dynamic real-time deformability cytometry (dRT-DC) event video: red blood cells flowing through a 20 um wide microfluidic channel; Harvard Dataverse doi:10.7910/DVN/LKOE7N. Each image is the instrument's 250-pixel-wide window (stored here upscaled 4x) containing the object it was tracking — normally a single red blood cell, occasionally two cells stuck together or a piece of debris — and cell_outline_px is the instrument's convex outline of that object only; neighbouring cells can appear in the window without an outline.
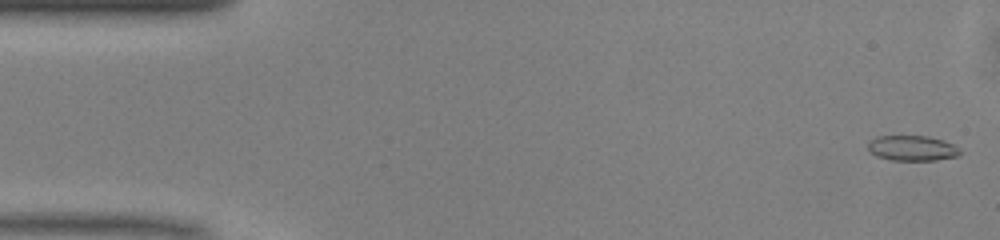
{"species": "common noctule bat (a hibernating species)", "species_latin": "Nyctalus noctula", "temperature_condition": "warm", "stored_images_in_passage": 49, "camera_frame_rate_fps": 3000, "um_per_image_px": 0.085, "animal": {"sex": "male", "body_mass_g": 13.0, "forearm_length_mm": 53.1}, "frame": {"image": 1, "passage_image": 1, "time_ms": 0.0, "image_size_px": [1000, 240], "cell_outline_px": [[960, 156], [936, 160], [892, 160], [876, 156], [868, 148], [868, 140], [876, 136], [928, 136], [944, 140], [960, 148]], "centroid_in_image_um": [77.55, 12.59], "position_along_channel_um": 7.5, "area_um2": 13.64}}
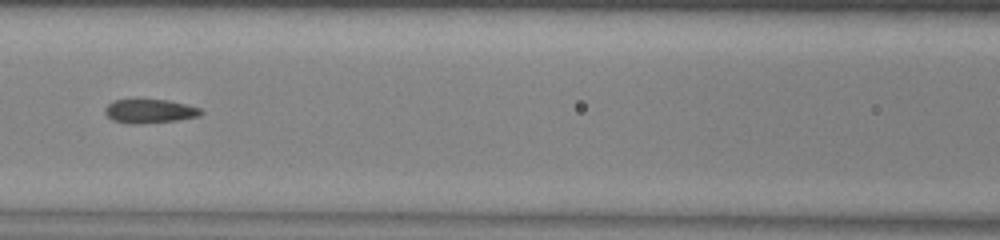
{"frame": {"image": 2, "passage_image": 21, "time_ms": 6.667, "image_size_px": [1000, 240], "cell_outline_px": [[204, 112], [200, 116], [176, 120], [136, 124], [128, 124], [112, 120], [104, 112], [104, 108], [108, 104], [116, 100], [168, 100], [188, 104], [200, 108]], "centroid_in_image_um": [12.74, 9.45], "position_along_channel_um": 153.9, "area_um2": 13.35}}
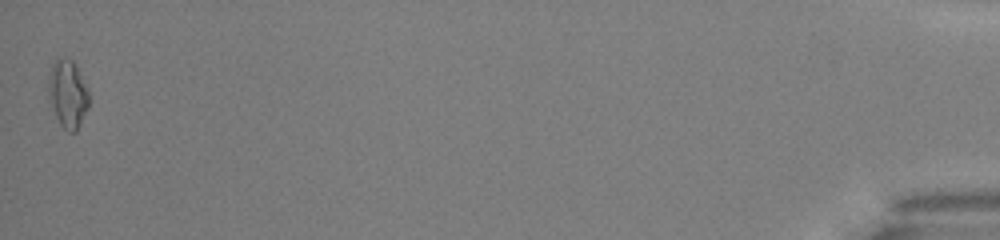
{"frame": {"image": 3, "passage_image": 49, "time_ms": 16.0, "image_size_px": [1000, 240], "cell_outline_px": [[88, 108], [76, 132], [68, 132], [60, 124], [56, 116], [48, 96], [48, 80], [52, 64], [56, 56], [72, 60], [88, 92]], "centroid_in_image_um": [5.73, 7.98], "position_along_channel_um": 429.5, "area_um2": 15.72}, "authors_computed_cell_mechanics": {"area_um2": 13.583, "velocity_mm_per_s": 4.1026, "shape_relaxation_time_tau1_ms": null, "shape_relaxation_time_tau2_ms": 2.5047, "deformation_change_tau1": null, "deformation_change_tau2": 0.0948}}